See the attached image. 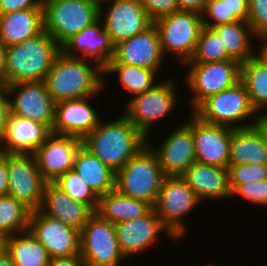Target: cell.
<instances>
[{"label": "cell", "mask_w": 267, "mask_h": 266, "mask_svg": "<svg viewBox=\"0 0 267 266\" xmlns=\"http://www.w3.org/2000/svg\"><path fill=\"white\" fill-rule=\"evenodd\" d=\"M28 231L45 247L49 258L80 254V231L34 210Z\"/></svg>", "instance_id": "16"}, {"label": "cell", "mask_w": 267, "mask_h": 266, "mask_svg": "<svg viewBox=\"0 0 267 266\" xmlns=\"http://www.w3.org/2000/svg\"><path fill=\"white\" fill-rule=\"evenodd\" d=\"M247 22L257 40L267 36V0H248Z\"/></svg>", "instance_id": "40"}, {"label": "cell", "mask_w": 267, "mask_h": 266, "mask_svg": "<svg viewBox=\"0 0 267 266\" xmlns=\"http://www.w3.org/2000/svg\"><path fill=\"white\" fill-rule=\"evenodd\" d=\"M114 47L102 21L98 19L68 39L61 46V52L67 57L93 61L104 69L114 55Z\"/></svg>", "instance_id": "22"}, {"label": "cell", "mask_w": 267, "mask_h": 266, "mask_svg": "<svg viewBox=\"0 0 267 266\" xmlns=\"http://www.w3.org/2000/svg\"><path fill=\"white\" fill-rule=\"evenodd\" d=\"M6 89L11 114L45 124L52 129L56 102L44 81L8 84Z\"/></svg>", "instance_id": "13"}, {"label": "cell", "mask_w": 267, "mask_h": 266, "mask_svg": "<svg viewBox=\"0 0 267 266\" xmlns=\"http://www.w3.org/2000/svg\"><path fill=\"white\" fill-rule=\"evenodd\" d=\"M179 11H193L202 14L208 0H176Z\"/></svg>", "instance_id": "47"}, {"label": "cell", "mask_w": 267, "mask_h": 266, "mask_svg": "<svg viewBox=\"0 0 267 266\" xmlns=\"http://www.w3.org/2000/svg\"><path fill=\"white\" fill-rule=\"evenodd\" d=\"M196 162L229 168L233 128L203 122L192 113Z\"/></svg>", "instance_id": "18"}, {"label": "cell", "mask_w": 267, "mask_h": 266, "mask_svg": "<svg viewBox=\"0 0 267 266\" xmlns=\"http://www.w3.org/2000/svg\"><path fill=\"white\" fill-rule=\"evenodd\" d=\"M0 266H16L12 259L11 256L6 252L0 257Z\"/></svg>", "instance_id": "51"}, {"label": "cell", "mask_w": 267, "mask_h": 266, "mask_svg": "<svg viewBox=\"0 0 267 266\" xmlns=\"http://www.w3.org/2000/svg\"><path fill=\"white\" fill-rule=\"evenodd\" d=\"M82 146L81 138L51 133L33 154L42 177L47 182H53L73 170L76 155Z\"/></svg>", "instance_id": "20"}, {"label": "cell", "mask_w": 267, "mask_h": 266, "mask_svg": "<svg viewBox=\"0 0 267 266\" xmlns=\"http://www.w3.org/2000/svg\"><path fill=\"white\" fill-rule=\"evenodd\" d=\"M80 255L87 266H120L126 258L117 240L115 224L96 212L80 231Z\"/></svg>", "instance_id": "11"}, {"label": "cell", "mask_w": 267, "mask_h": 266, "mask_svg": "<svg viewBox=\"0 0 267 266\" xmlns=\"http://www.w3.org/2000/svg\"><path fill=\"white\" fill-rule=\"evenodd\" d=\"M44 30L62 46L99 19V4L92 0H43Z\"/></svg>", "instance_id": "7"}, {"label": "cell", "mask_w": 267, "mask_h": 266, "mask_svg": "<svg viewBox=\"0 0 267 266\" xmlns=\"http://www.w3.org/2000/svg\"><path fill=\"white\" fill-rule=\"evenodd\" d=\"M16 266H47L45 247L29 232L7 236V250Z\"/></svg>", "instance_id": "33"}, {"label": "cell", "mask_w": 267, "mask_h": 266, "mask_svg": "<svg viewBox=\"0 0 267 266\" xmlns=\"http://www.w3.org/2000/svg\"><path fill=\"white\" fill-rule=\"evenodd\" d=\"M8 196L23 202L32 211L40 209L47 181L33 154L7 153Z\"/></svg>", "instance_id": "12"}, {"label": "cell", "mask_w": 267, "mask_h": 266, "mask_svg": "<svg viewBox=\"0 0 267 266\" xmlns=\"http://www.w3.org/2000/svg\"><path fill=\"white\" fill-rule=\"evenodd\" d=\"M100 94L101 92L94 96L57 102L51 132L81 139L90 134L101 120H105L99 117V112L90 101L92 98L99 97Z\"/></svg>", "instance_id": "21"}, {"label": "cell", "mask_w": 267, "mask_h": 266, "mask_svg": "<svg viewBox=\"0 0 267 266\" xmlns=\"http://www.w3.org/2000/svg\"><path fill=\"white\" fill-rule=\"evenodd\" d=\"M228 178L232 192L238 185L267 179V164L229 165Z\"/></svg>", "instance_id": "37"}, {"label": "cell", "mask_w": 267, "mask_h": 266, "mask_svg": "<svg viewBox=\"0 0 267 266\" xmlns=\"http://www.w3.org/2000/svg\"><path fill=\"white\" fill-rule=\"evenodd\" d=\"M175 79H162L150 90L127 100L123 115L146 137L150 138L155 124L166 118L178 106ZM129 101V102H128ZM178 101V102H177Z\"/></svg>", "instance_id": "6"}, {"label": "cell", "mask_w": 267, "mask_h": 266, "mask_svg": "<svg viewBox=\"0 0 267 266\" xmlns=\"http://www.w3.org/2000/svg\"><path fill=\"white\" fill-rule=\"evenodd\" d=\"M44 82L56 103L98 95L105 90L103 68L93 61L67 57L62 52Z\"/></svg>", "instance_id": "2"}, {"label": "cell", "mask_w": 267, "mask_h": 266, "mask_svg": "<svg viewBox=\"0 0 267 266\" xmlns=\"http://www.w3.org/2000/svg\"><path fill=\"white\" fill-rule=\"evenodd\" d=\"M240 81L244 84L254 109L267 111V63L258 55L240 67Z\"/></svg>", "instance_id": "32"}, {"label": "cell", "mask_w": 267, "mask_h": 266, "mask_svg": "<svg viewBox=\"0 0 267 266\" xmlns=\"http://www.w3.org/2000/svg\"><path fill=\"white\" fill-rule=\"evenodd\" d=\"M165 177L155 152L147 144L116 173L115 189L154 207Z\"/></svg>", "instance_id": "4"}, {"label": "cell", "mask_w": 267, "mask_h": 266, "mask_svg": "<svg viewBox=\"0 0 267 266\" xmlns=\"http://www.w3.org/2000/svg\"><path fill=\"white\" fill-rule=\"evenodd\" d=\"M98 3L99 5L102 4L103 2L109 1V0H92Z\"/></svg>", "instance_id": "53"}, {"label": "cell", "mask_w": 267, "mask_h": 266, "mask_svg": "<svg viewBox=\"0 0 267 266\" xmlns=\"http://www.w3.org/2000/svg\"><path fill=\"white\" fill-rule=\"evenodd\" d=\"M153 23L158 30L164 56L173 54L182 65L192 58L203 27L202 14L177 11Z\"/></svg>", "instance_id": "10"}, {"label": "cell", "mask_w": 267, "mask_h": 266, "mask_svg": "<svg viewBox=\"0 0 267 266\" xmlns=\"http://www.w3.org/2000/svg\"><path fill=\"white\" fill-rule=\"evenodd\" d=\"M61 46L45 31L6 47V86L19 82L44 81Z\"/></svg>", "instance_id": "3"}, {"label": "cell", "mask_w": 267, "mask_h": 266, "mask_svg": "<svg viewBox=\"0 0 267 266\" xmlns=\"http://www.w3.org/2000/svg\"><path fill=\"white\" fill-rule=\"evenodd\" d=\"M73 200L88 204L94 211L98 206L99 197L75 171L70 170L53 181Z\"/></svg>", "instance_id": "36"}, {"label": "cell", "mask_w": 267, "mask_h": 266, "mask_svg": "<svg viewBox=\"0 0 267 266\" xmlns=\"http://www.w3.org/2000/svg\"><path fill=\"white\" fill-rule=\"evenodd\" d=\"M165 57L158 30L153 23L145 31L116 44L114 55L109 63H122L148 68L159 74L162 72Z\"/></svg>", "instance_id": "19"}, {"label": "cell", "mask_w": 267, "mask_h": 266, "mask_svg": "<svg viewBox=\"0 0 267 266\" xmlns=\"http://www.w3.org/2000/svg\"><path fill=\"white\" fill-rule=\"evenodd\" d=\"M32 210L11 196H0V232L6 236L28 231Z\"/></svg>", "instance_id": "34"}, {"label": "cell", "mask_w": 267, "mask_h": 266, "mask_svg": "<svg viewBox=\"0 0 267 266\" xmlns=\"http://www.w3.org/2000/svg\"><path fill=\"white\" fill-rule=\"evenodd\" d=\"M10 113L7 89L6 87H0V141L4 138Z\"/></svg>", "instance_id": "43"}, {"label": "cell", "mask_w": 267, "mask_h": 266, "mask_svg": "<svg viewBox=\"0 0 267 266\" xmlns=\"http://www.w3.org/2000/svg\"><path fill=\"white\" fill-rule=\"evenodd\" d=\"M82 144L117 173L143 147L147 138L123 114L99 125L82 139Z\"/></svg>", "instance_id": "1"}, {"label": "cell", "mask_w": 267, "mask_h": 266, "mask_svg": "<svg viewBox=\"0 0 267 266\" xmlns=\"http://www.w3.org/2000/svg\"><path fill=\"white\" fill-rule=\"evenodd\" d=\"M7 250V236L0 232V257L6 253Z\"/></svg>", "instance_id": "52"}, {"label": "cell", "mask_w": 267, "mask_h": 266, "mask_svg": "<svg viewBox=\"0 0 267 266\" xmlns=\"http://www.w3.org/2000/svg\"><path fill=\"white\" fill-rule=\"evenodd\" d=\"M51 133L45 124L10 113L4 138L0 141V152L34 154Z\"/></svg>", "instance_id": "23"}, {"label": "cell", "mask_w": 267, "mask_h": 266, "mask_svg": "<svg viewBox=\"0 0 267 266\" xmlns=\"http://www.w3.org/2000/svg\"><path fill=\"white\" fill-rule=\"evenodd\" d=\"M188 71L184 84L192 93L188 106L193 112L205 99L240 81L241 64L235 60L209 63H184Z\"/></svg>", "instance_id": "8"}, {"label": "cell", "mask_w": 267, "mask_h": 266, "mask_svg": "<svg viewBox=\"0 0 267 266\" xmlns=\"http://www.w3.org/2000/svg\"><path fill=\"white\" fill-rule=\"evenodd\" d=\"M150 19H157L179 11L176 0H139Z\"/></svg>", "instance_id": "41"}, {"label": "cell", "mask_w": 267, "mask_h": 266, "mask_svg": "<svg viewBox=\"0 0 267 266\" xmlns=\"http://www.w3.org/2000/svg\"><path fill=\"white\" fill-rule=\"evenodd\" d=\"M181 177L199 201H220L231 197L228 169L194 162Z\"/></svg>", "instance_id": "25"}, {"label": "cell", "mask_w": 267, "mask_h": 266, "mask_svg": "<svg viewBox=\"0 0 267 266\" xmlns=\"http://www.w3.org/2000/svg\"><path fill=\"white\" fill-rule=\"evenodd\" d=\"M153 207L143 201L120 194L116 189L99 196L96 213L117 224L146 215Z\"/></svg>", "instance_id": "29"}, {"label": "cell", "mask_w": 267, "mask_h": 266, "mask_svg": "<svg viewBox=\"0 0 267 266\" xmlns=\"http://www.w3.org/2000/svg\"><path fill=\"white\" fill-rule=\"evenodd\" d=\"M213 29L220 36L226 52L232 60L242 64L257 55V51L254 50L256 45L251 40L256 36L247 21L238 20L234 23L215 26Z\"/></svg>", "instance_id": "30"}, {"label": "cell", "mask_w": 267, "mask_h": 266, "mask_svg": "<svg viewBox=\"0 0 267 266\" xmlns=\"http://www.w3.org/2000/svg\"><path fill=\"white\" fill-rule=\"evenodd\" d=\"M255 126L267 141V111L259 112L256 118Z\"/></svg>", "instance_id": "48"}, {"label": "cell", "mask_w": 267, "mask_h": 266, "mask_svg": "<svg viewBox=\"0 0 267 266\" xmlns=\"http://www.w3.org/2000/svg\"><path fill=\"white\" fill-rule=\"evenodd\" d=\"M230 198H241L251 204L267 207V179L238 185Z\"/></svg>", "instance_id": "38"}, {"label": "cell", "mask_w": 267, "mask_h": 266, "mask_svg": "<svg viewBox=\"0 0 267 266\" xmlns=\"http://www.w3.org/2000/svg\"><path fill=\"white\" fill-rule=\"evenodd\" d=\"M7 153L0 152V196L8 195Z\"/></svg>", "instance_id": "46"}, {"label": "cell", "mask_w": 267, "mask_h": 266, "mask_svg": "<svg viewBox=\"0 0 267 266\" xmlns=\"http://www.w3.org/2000/svg\"><path fill=\"white\" fill-rule=\"evenodd\" d=\"M267 164V141L253 125L233 129L229 165Z\"/></svg>", "instance_id": "27"}, {"label": "cell", "mask_w": 267, "mask_h": 266, "mask_svg": "<svg viewBox=\"0 0 267 266\" xmlns=\"http://www.w3.org/2000/svg\"><path fill=\"white\" fill-rule=\"evenodd\" d=\"M232 60L213 28L203 26L192 58L185 63H209Z\"/></svg>", "instance_id": "35"}, {"label": "cell", "mask_w": 267, "mask_h": 266, "mask_svg": "<svg viewBox=\"0 0 267 266\" xmlns=\"http://www.w3.org/2000/svg\"><path fill=\"white\" fill-rule=\"evenodd\" d=\"M103 74L104 89H107L106 86L109 83L107 76L117 74L118 83L132 97L150 90L160 79V75L155 70L122 63H108L103 69Z\"/></svg>", "instance_id": "31"}, {"label": "cell", "mask_w": 267, "mask_h": 266, "mask_svg": "<svg viewBox=\"0 0 267 266\" xmlns=\"http://www.w3.org/2000/svg\"><path fill=\"white\" fill-rule=\"evenodd\" d=\"M203 26L213 28L221 24L238 21L235 15H229V8L223 0H208L202 13Z\"/></svg>", "instance_id": "39"}, {"label": "cell", "mask_w": 267, "mask_h": 266, "mask_svg": "<svg viewBox=\"0 0 267 266\" xmlns=\"http://www.w3.org/2000/svg\"><path fill=\"white\" fill-rule=\"evenodd\" d=\"M73 171L98 197L115 190L116 173L83 146L76 155Z\"/></svg>", "instance_id": "28"}, {"label": "cell", "mask_w": 267, "mask_h": 266, "mask_svg": "<svg viewBox=\"0 0 267 266\" xmlns=\"http://www.w3.org/2000/svg\"><path fill=\"white\" fill-rule=\"evenodd\" d=\"M44 30L43 9H26L0 15V42L9 47Z\"/></svg>", "instance_id": "26"}, {"label": "cell", "mask_w": 267, "mask_h": 266, "mask_svg": "<svg viewBox=\"0 0 267 266\" xmlns=\"http://www.w3.org/2000/svg\"><path fill=\"white\" fill-rule=\"evenodd\" d=\"M192 113L203 122L233 129L255 125L258 115L241 81L208 97Z\"/></svg>", "instance_id": "5"}, {"label": "cell", "mask_w": 267, "mask_h": 266, "mask_svg": "<svg viewBox=\"0 0 267 266\" xmlns=\"http://www.w3.org/2000/svg\"><path fill=\"white\" fill-rule=\"evenodd\" d=\"M108 2H110V5L108 7L104 6ZM99 19L110 35L114 46L145 31L153 24L139 0H109L103 2L99 6Z\"/></svg>", "instance_id": "14"}, {"label": "cell", "mask_w": 267, "mask_h": 266, "mask_svg": "<svg viewBox=\"0 0 267 266\" xmlns=\"http://www.w3.org/2000/svg\"><path fill=\"white\" fill-rule=\"evenodd\" d=\"M229 8V15L241 21H248V0H223Z\"/></svg>", "instance_id": "44"}, {"label": "cell", "mask_w": 267, "mask_h": 266, "mask_svg": "<svg viewBox=\"0 0 267 266\" xmlns=\"http://www.w3.org/2000/svg\"><path fill=\"white\" fill-rule=\"evenodd\" d=\"M257 41L259 44H261V46L259 44L257 46L259 48V50L256 49L258 53L257 55L261 57L267 63V36L256 40V42Z\"/></svg>", "instance_id": "50"}, {"label": "cell", "mask_w": 267, "mask_h": 266, "mask_svg": "<svg viewBox=\"0 0 267 266\" xmlns=\"http://www.w3.org/2000/svg\"><path fill=\"white\" fill-rule=\"evenodd\" d=\"M200 203L202 202L195 192L181 176H166L153 209L171 234L182 241L187 237L184 218Z\"/></svg>", "instance_id": "9"}, {"label": "cell", "mask_w": 267, "mask_h": 266, "mask_svg": "<svg viewBox=\"0 0 267 266\" xmlns=\"http://www.w3.org/2000/svg\"><path fill=\"white\" fill-rule=\"evenodd\" d=\"M115 230L119 248L126 259L148 251L162 233L175 243L177 241L153 208L142 217L115 224Z\"/></svg>", "instance_id": "17"}, {"label": "cell", "mask_w": 267, "mask_h": 266, "mask_svg": "<svg viewBox=\"0 0 267 266\" xmlns=\"http://www.w3.org/2000/svg\"><path fill=\"white\" fill-rule=\"evenodd\" d=\"M40 210L47 216L60 220L67 226L81 231L95 211L88 205L73 200L54 182H47L44 188Z\"/></svg>", "instance_id": "24"}, {"label": "cell", "mask_w": 267, "mask_h": 266, "mask_svg": "<svg viewBox=\"0 0 267 266\" xmlns=\"http://www.w3.org/2000/svg\"><path fill=\"white\" fill-rule=\"evenodd\" d=\"M43 0H0V15L26 9H43Z\"/></svg>", "instance_id": "42"}, {"label": "cell", "mask_w": 267, "mask_h": 266, "mask_svg": "<svg viewBox=\"0 0 267 266\" xmlns=\"http://www.w3.org/2000/svg\"><path fill=\"white\" fill-rule=\"evenodd\" d=\"M5 53L6 47L0 42V87H6Z\"/></svg>", "instance_id": "49"}, {"label": "cell", "mask_w": 267, "mask_h": 266, "mask_svg": "<svg viewBox=\"0 0 267 266\" xmlns=\"http://www.w3.org/2000/svg\"><path fill=\"white\" fill-rule=\"evenodd\" d=\"M47 266H87L81 255L50 258Z\"/></svg>", "instance_id": "45"}, {"label": "cell", "mask_w": 267, "mask_h": 266, "mask_svg": "<svg viewBox=\"0 0 267 266\" xmlns=\"http://www.w3.org/2000/svg\"><path fill=\"white\" fill-rule=\"evenodd\" d=\"M184 123L180 122L170 135L163 139L157 147L151 139L147 144L155 152L159 164L166 176H181L194 162H196L194 139L192 133V113Z\"/></svg>", "instance_id": "15"}]
</instances>
